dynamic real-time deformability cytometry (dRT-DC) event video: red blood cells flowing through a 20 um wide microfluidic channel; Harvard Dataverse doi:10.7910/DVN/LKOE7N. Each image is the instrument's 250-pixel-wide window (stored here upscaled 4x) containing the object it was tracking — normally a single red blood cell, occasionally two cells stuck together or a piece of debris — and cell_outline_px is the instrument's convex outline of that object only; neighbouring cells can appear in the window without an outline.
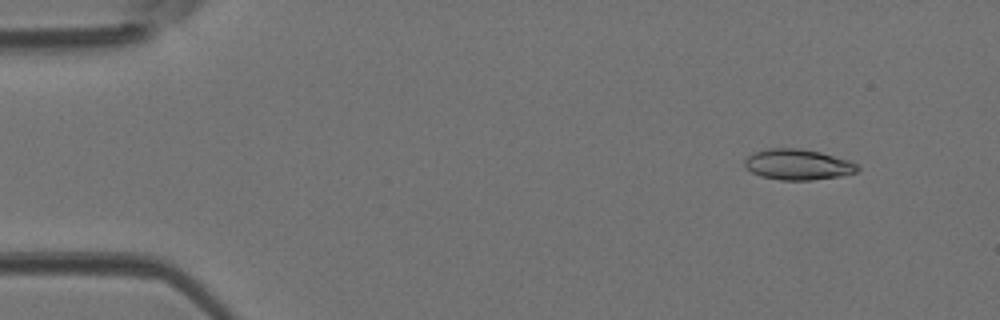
{"species": "Egyptian fruit bat (a non-hibernating species)", "species_latin": "Rousettus aegyptiacus", "temperature_condition": "room temperature", "stored_images_in_passage": 42, "camera_frame_rate_fps": 3000, "um_per_image_px": 0.085, "animal": {"sex": "female"}, "frame": {"image": 1, "passage_image": 1, "time_ms": 0.0, "image_size_px": [1000, 320], "cell_outline_px": [[860, 168], [856, 172], [840, 176], [812, 180], [780, 180], [760, 176], [752, 172], [744, 164], [744, 160], [748, 156], [756, 152], [768, 148], [800, 148], [820, 152], [848, 160], [856, 164]], "centroid_in_image_um": [67.81, 13.99], "position_along_channel_um": 17.2, "area_um2": 20.06}}
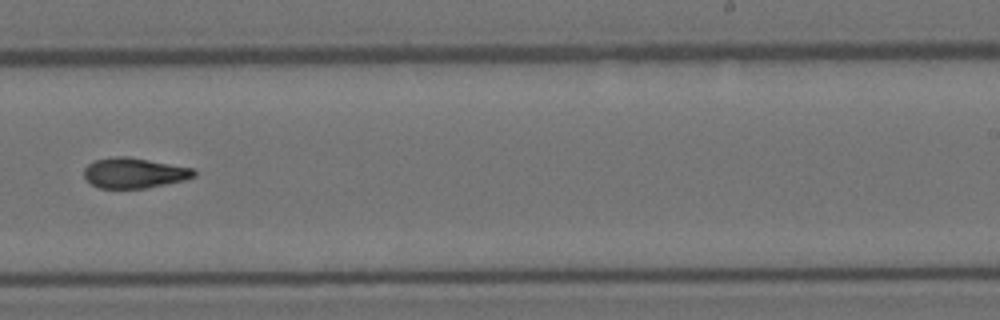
{"frame": {"image": 2, "passage_image": 25, "time_ms": 8.0, "image_size_px": [1000, 320], "cell_outline_px": [[196, 176], [184, 180], [144, 188], [100, 188], [92, 184], [84, 176], [84, 168], [92, 160], [116, 156], [128, 156], [192, 168], [196, 172]], "centroid_in_image_um": [11.38, 14.69], "position_along_channel_um": 277.6, "area_um2": 19.31}}
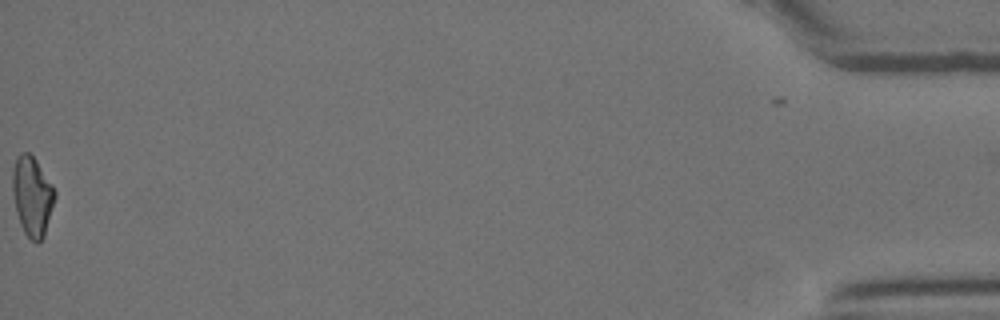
{"frame": {"image": 3, "passage_image": 42, "time_ms": 13.667, "image_size_px": [1000, 320], "cell_outline_px": [[56, 196], [44, 236], [36, 244], [24, 232], [20, 224], [16, 212], [12, 192], [12, 172], [16, 156], [20, 152], [28, 152], [36, 160], [52, 184], [56, 192]], "centroid_in_image_um": [2.73, 16.66], "position_along_channel_um": 432.5, "area_um2": 19.65}}